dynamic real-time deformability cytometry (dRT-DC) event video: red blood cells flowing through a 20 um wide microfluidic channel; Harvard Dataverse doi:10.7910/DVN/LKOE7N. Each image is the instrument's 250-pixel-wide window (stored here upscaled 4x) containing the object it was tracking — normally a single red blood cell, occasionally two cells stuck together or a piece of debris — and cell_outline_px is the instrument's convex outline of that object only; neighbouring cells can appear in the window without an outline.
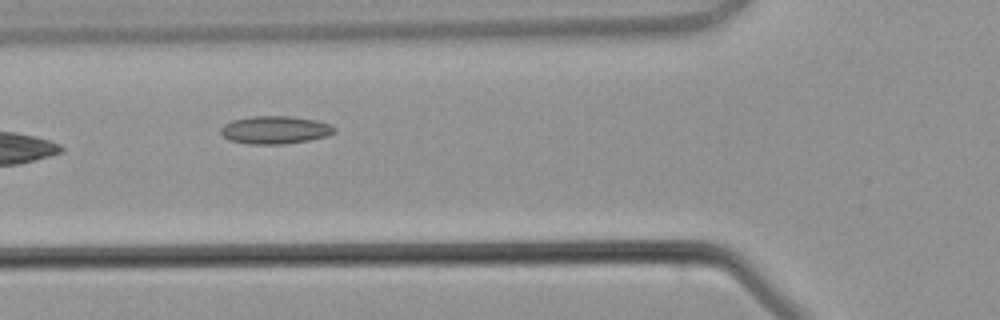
{"species": "common noctule bat (a hibernating species)", "species_latin": "Nyctalus noctula", "temperature_condition": "warm", "stored_images_in_passage": 4, "camera_frame_rate_fps": 3000, "um_per_image_px": 0.085, "animal": {"sex": "male", "body_mass_g": 21.5, "forearm_length_mm": 52.0}, "frame": {"image": 1, "passage_image": 4, "time_ms": 4.0, "image_size_px": [1000, 320], "cell_outline_px": [[336, 132], [328, 136], [308, 140], [284, 144], [248, 144], [228, 140], [220, 132], [220, 128], [224, 124], [232, 120], [252, 116], [292, 116], [316, 120], [332, 124], [336, 128]], "centroid_in_image_um": [23.4, 11.04], "position_along_channel_um": 102.4, "area_um2": 18.67}}